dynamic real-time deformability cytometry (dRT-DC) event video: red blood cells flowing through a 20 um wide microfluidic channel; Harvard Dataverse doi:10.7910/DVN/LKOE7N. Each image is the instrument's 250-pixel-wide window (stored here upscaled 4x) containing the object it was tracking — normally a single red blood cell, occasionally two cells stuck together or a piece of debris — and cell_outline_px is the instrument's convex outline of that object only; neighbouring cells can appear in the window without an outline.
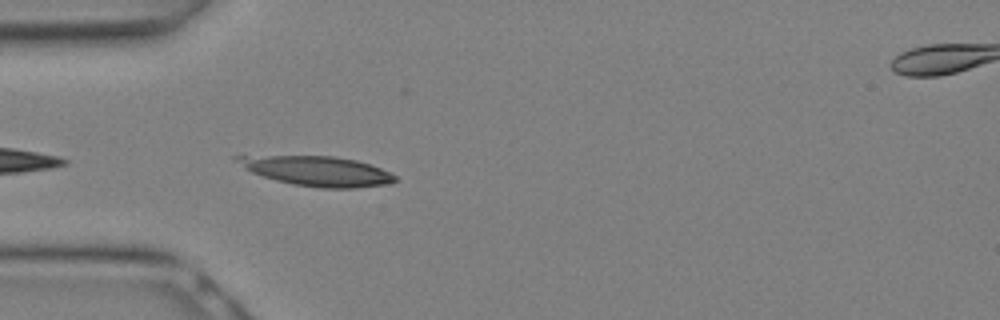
{"species": "Egyptian fruit bat (a non-hibernating species)", "species_latin": "Rousettus aegyptiacus", "temperature_condition": "warm", "stored_images_in_passage": 11, "camera_frame_rate_fps": 3000, "um_per_image_px": 0.085, "animal": {"sex": "female"}, "frame": {"image": 1, "passage_image": 1, "time_ms": 0.0, "image_size_px": [1000, 320], "cell_outline_px": [[396, 180], [388, 184], [356, 188], [320, 188], [292, 184], [276, 180], [252, 172], [244, 168], [232, 156], [332, 156], [356, 160], [380, 168], [396, 176]], "centroid_in_image_um": [26.97, 14.54], "position_along_channel_um": 58.0, "area_um2": 27.05}}
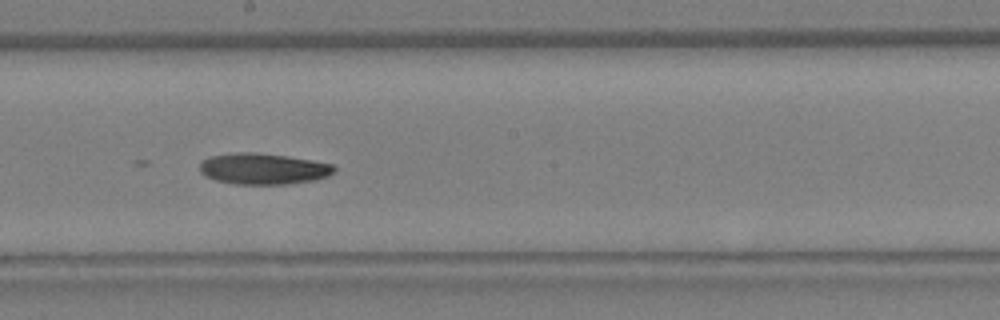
{"frame": {"image": 2, "passage_image": 8, "time_ms": 2.333, "image_size_px": [1000, 320], "cell_outline_px": [[336, 172], [328, 176], [316, 180], [288, 184], [236, 184], [216, 180], [200, 172], [200, 164], [208, 156], [236, 152], [252, 152], [288, 156], [332, 164], [336, 168]], "centroid_in_image_um": [22.4, 14.34], "position_along_channel_um": 225.8, "area_um2": 24.39}}
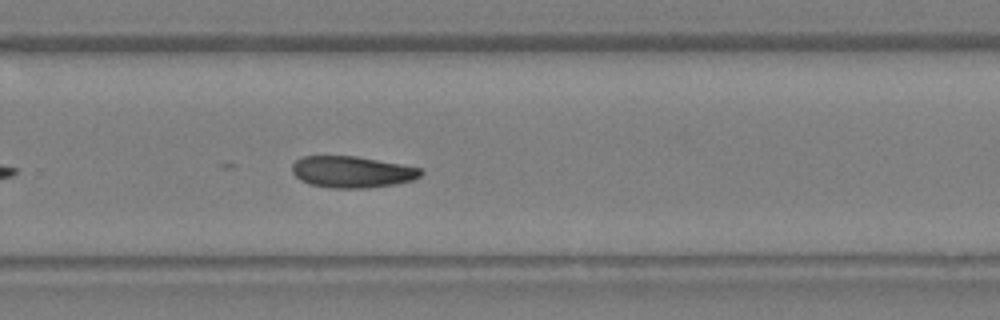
{"frame": {"image": 3, "passage_image": 11, "time_ms": 3.333, "image_size_px": [1000, 320], "cell_outline_px": [[424, 172], [420, 176], [412, 180], [396, 184], [368, 188], [332, 188], [312, 184], [300, 180], [292, 172], [292, 164], [296, 160], [304, 156], [356, 156], [400, 164], [420, 168]], "centroid_in_image_um": [29.92, 14.61], "position_along_channel_um": 299.9, "area_um2": 23.52}}